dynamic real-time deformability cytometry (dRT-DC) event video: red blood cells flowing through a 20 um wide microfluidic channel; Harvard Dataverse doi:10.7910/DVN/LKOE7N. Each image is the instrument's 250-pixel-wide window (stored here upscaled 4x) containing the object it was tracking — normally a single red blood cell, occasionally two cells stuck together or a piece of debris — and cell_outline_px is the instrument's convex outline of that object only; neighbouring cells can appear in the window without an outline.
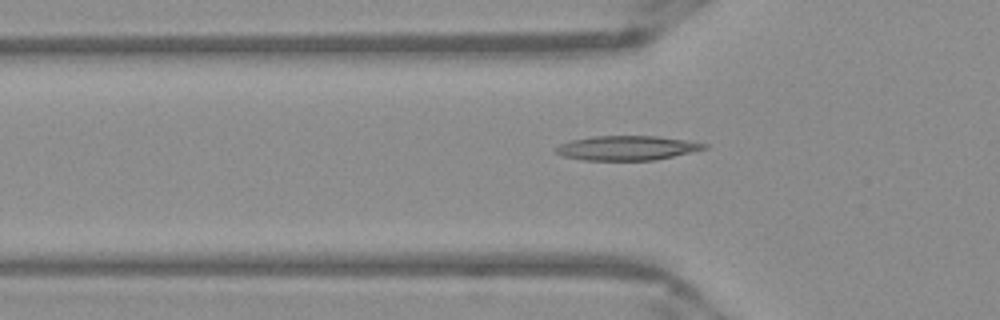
{"species": "Egyptian fruit bat (a non-hibernating species)", "species_latin": "Rousettus aegyptiacus", "temperature_condition": "warm", "stored_images_in_passage": 33, "camera_frame_rate_fps": 3000, "um_per_image_px": 0.085, "frame": {"image": 1, "passage_image": 3, "time_ms": 0.667, "image_size_px": [1000, 320], "cell_outline_px": [[708, 148], [656, 160], [584, 160], [564, 156], [556, 152], [552, 148], [560, 144], [572, 140], [592, 136], [656, 136], [684, 140], [708, 144]], "centroid_in_image_um": [53.27, 12.58], "position_along_channel_um": 72.5, "area_um2": 21.04}}
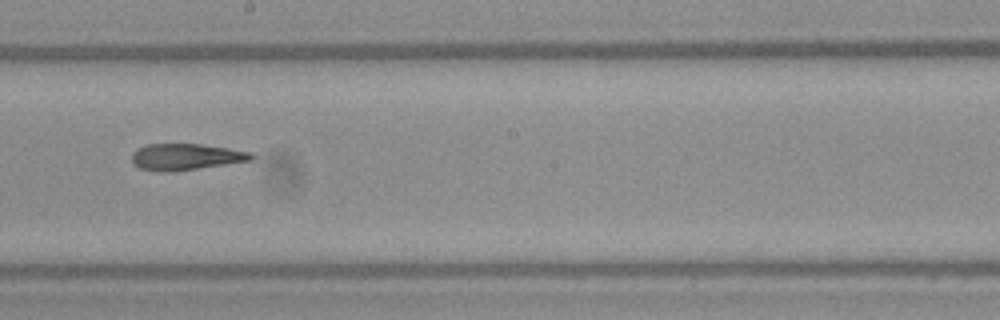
{"frame": {"image": 2, "passage_image": 15, "time_ms": 4.667, "image_size_px": [1000, 320], "cell_outline_px": [[256, 156], [252, 160], [196, 168], [164, 172], [140, 168], [132, 160], [132, 152], [148, 144], [200, 144], [228, 148], [252, 152]], "centroid_in_image_um": [15.83, 13.31], "position_along_channel_um": 232.4, "area_um2": 17.98}}
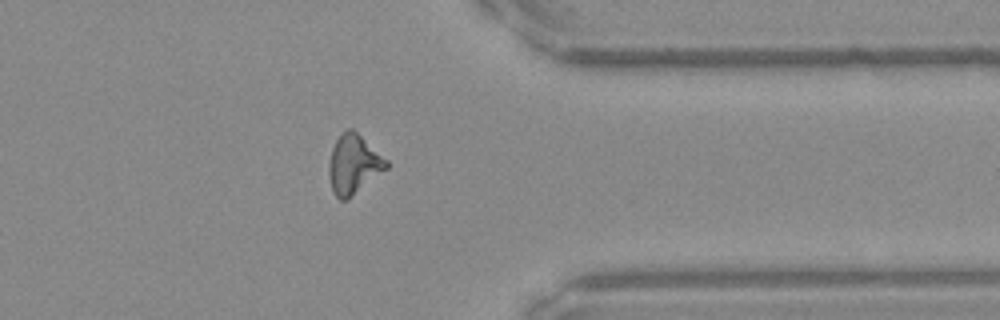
{"frame": {"image": 3, "passage_image": 27, "time_ms": 8.667, "image_size_px": [1000, 320], "cell_outline_px": [[388, 168], [348, 200], [340, 200], [332, 192], [328, 172], [328, 164], [332, 148], [336, 140], [348, 128], [352, 128], [388, 160]], "centroid_in_image_um": [30.05, 14.0], "position_along_channel_um": 381.3, "area_um2": 19.88}, "authors_computed_cell_mechanics": {"area_um2": 19.0162, "velocity_mm_per_s": 3.974, "shape_relaxation_time_tau1_ms": null, "shape_relaxation_time_tau2_ms": 5.3673, "deformation_change_tau1": null, "deformation_change_tau2": 0.1835}}